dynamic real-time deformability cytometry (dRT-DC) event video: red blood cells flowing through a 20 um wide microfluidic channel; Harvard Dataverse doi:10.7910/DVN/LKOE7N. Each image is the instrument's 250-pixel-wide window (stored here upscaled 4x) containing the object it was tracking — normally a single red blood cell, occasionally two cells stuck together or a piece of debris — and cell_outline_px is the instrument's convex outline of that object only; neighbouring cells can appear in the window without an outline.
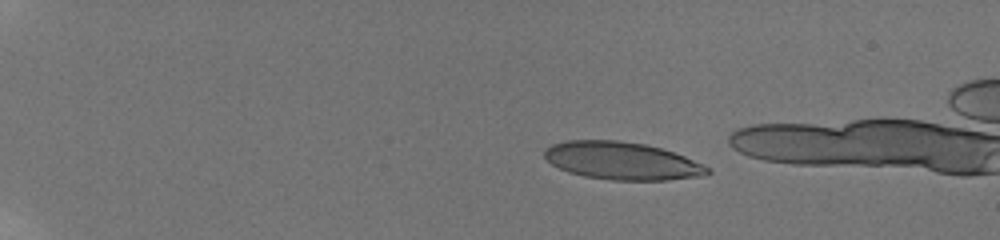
{"species": "human", "species_latin": "Homo sapiens", "temperature_condition": "room temperature", "stored_images_in_passage": 10, "camera_frame_rate_fps": 3000, "um_per_image_px": 0.085, "donor": {"sex": "male"}, "frame": {"image": 1, "passage_image": 6, "time_ms": 3.667, "image_size_px": [1000, 240], "cell_outline_px": [[712, 172], [708, 176], [668, 180], [612, 180], [584, 176], [568, 172], [552, 164], [544, 156], [544, 148], [552, 144], [564, 140], [620, 140], [644, 144], [660, 148], [684, 156], [704, 164], [712, 168]], "centroid_in_image_um": [52.91, 13.67], "position_along_channel_um": 32.1, "area_um2": 36.13}}
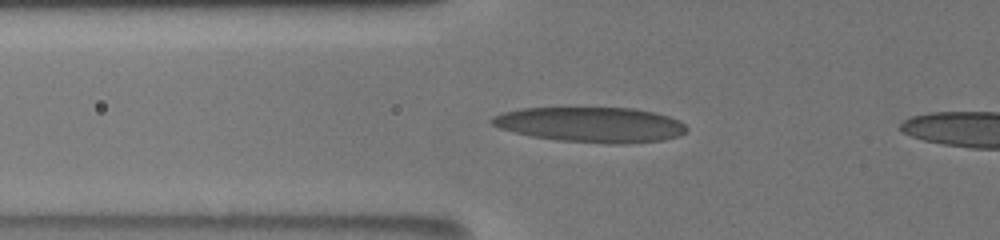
{"frame": {"image": 2, "passage_image": 10, "time_ms": 7.667, "image_size_px": [1000, 240], "cell_outline_px": [[688, 128], [680, 136], [664, 140], [624, 144], [612, 144], [556, 140], [532, 136], [500, 128], [492, 124], [488, 120], [492, 116], [504, 112], [520, 108], [632, 108], [652, 112], [668, 116], [680, 120]], "centroid_in_image_um": [50.24, 10.6], "position_along_channel_um": 75.6, "area_um2": 39.94}}